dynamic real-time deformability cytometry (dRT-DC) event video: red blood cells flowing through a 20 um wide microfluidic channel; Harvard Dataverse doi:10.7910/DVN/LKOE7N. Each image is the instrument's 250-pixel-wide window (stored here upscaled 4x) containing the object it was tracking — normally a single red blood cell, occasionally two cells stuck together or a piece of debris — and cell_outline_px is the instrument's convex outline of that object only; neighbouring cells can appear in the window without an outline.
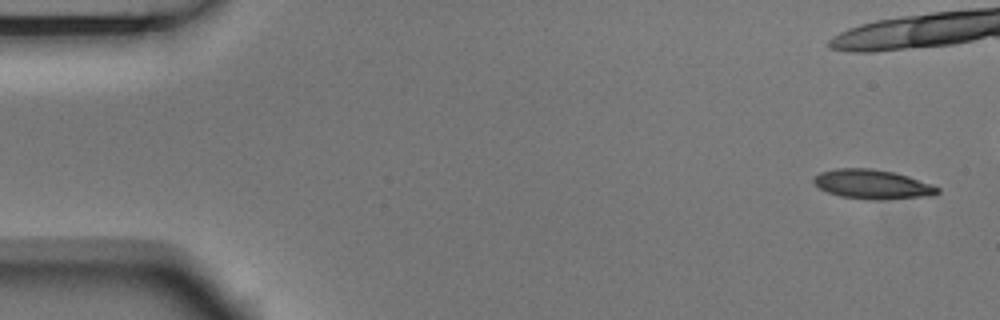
{"species": "Egyptian fruit bat (a non-hibernating species)", "species_latin": "Rousettus aegyptiacus", "temperature_condition": "room temperature", "stored_images_in_passage": 6, "camera_frame_rate_fps": 3000, "um_per_image_px": 0.085, "animal": {"sex": "male"}, "frame": {"image": 1, "passage_image": 1, "time_ms": 0.0, "image_size_px": [1000, 320], "cell_outline_px": [[940, 192], [936, 196], [880, 200], [872, 200], [840, 196], [828, 192], [820, 188], [812, 180], [820, 172], [836, 168], [872, 168], [892, 172], [908, 176], [932, 184], [940, 188]], "centroid_in_image_um": [74.22, 15.67], "position_along_channel_um": 10.8, "area_um2": 21.33}}